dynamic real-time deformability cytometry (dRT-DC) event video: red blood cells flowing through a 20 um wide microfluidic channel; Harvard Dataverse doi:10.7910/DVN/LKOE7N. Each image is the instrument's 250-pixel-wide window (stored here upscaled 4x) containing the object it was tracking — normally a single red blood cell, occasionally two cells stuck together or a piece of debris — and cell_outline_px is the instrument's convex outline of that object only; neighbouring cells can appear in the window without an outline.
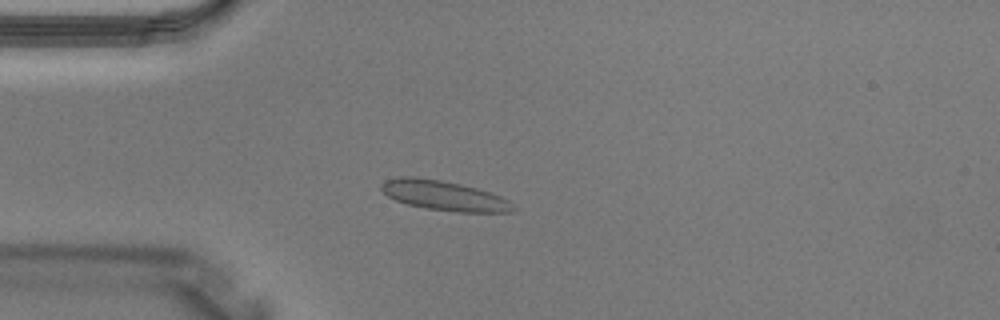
{"species": "Egyptian fruit bat (a non-hibernating species)", "species_latin": "Rousettus aegyptiacus", "temperature_condition": "warm", "stored_images_in_passage": 4, "camera_frame_rate_fps": 3000, "um_per_image_px": 0.085, "animal": {"sex": "male"}, "frame": {"image": 1, "passage_image": 4, "time_ms": 1.0, "image_size_px": [1000, 320], "cell_outline_px": [[516, 208], [508, 212], [460, 212], [424, 208], [408, 204], [396, 200], [388, 196], [380, 188], [380, 184], [384, 180], [400, 176], [416, 176], [440, 180], [460, 184], [476, 188], [500, 196], [508, 200]], "centroid_in_image_um": [37.69, 16.61], "position_along_channel_um": 47.3, "area_um2": 22.77}}